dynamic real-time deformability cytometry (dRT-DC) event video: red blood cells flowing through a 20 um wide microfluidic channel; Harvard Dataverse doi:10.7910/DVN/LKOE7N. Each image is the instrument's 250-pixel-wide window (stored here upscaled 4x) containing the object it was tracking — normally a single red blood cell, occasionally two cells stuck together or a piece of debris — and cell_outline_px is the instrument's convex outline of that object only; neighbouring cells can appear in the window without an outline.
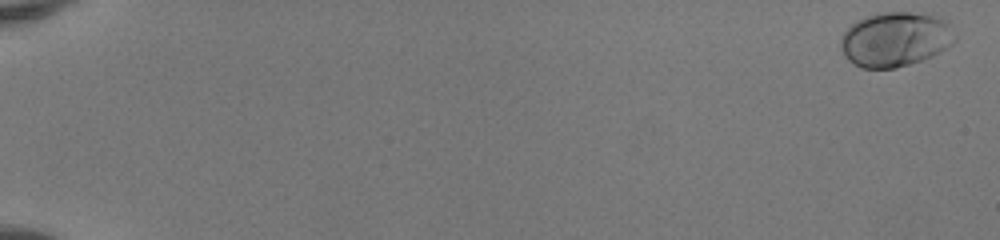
{"species": "human", "species_latin": "Homo sapiens", "temperature_condition": "room temperature", "stored_images_in_passage": 52, "camera_frame_rate_fps": 3000, "um_per_image_px": 0.085, "donor": {"sex": "female"}, "frame": {"image": 1, "passage_image": 1, "time_ms": 0.0, "image_size_px": [1000, 240], "cell_outline_px": [[956, 40], [952, 44], [940, 52], [932, 56], [896, 68], [860, 68], [848, 60], [844, 56], [840, 48], [840, 36], [856, 20], [880, 12], [908, 12], [932, 16], [944, 20], [948, 24], [956, 36]], "centroid_in_image_um": [76.06, 3.35], "position_along_channel_um": 8.9, "area_um2": 36.24}}
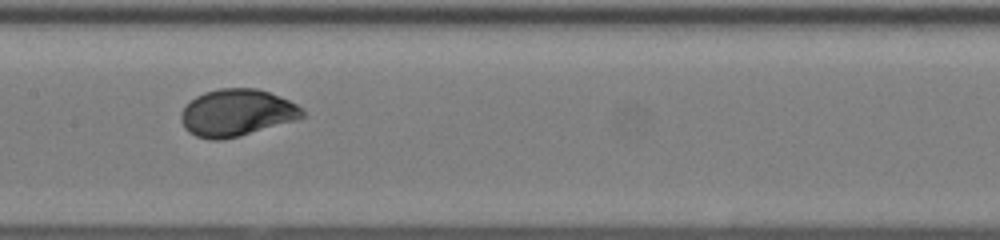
{"frame": {"image": 2, "passage_image": 29, "time_ms": 9.333, "image_size_px": [1000, 240], "cell_outline_px": [[304, 116], [296, 120], [240, 136], [220, 140], [212, 140], [196, 136], [188, 132], [184, 128], [180, 120], [180, 116], [184, 108], [196, 96], [204, 92], [220, 88], [256, 88], [280, 96], [296, 104], [304, 112]], "centroid_in_image_um": [20.1, 9.59], "position_along_channel_um": 187.3, "area_um2": 33.12}}
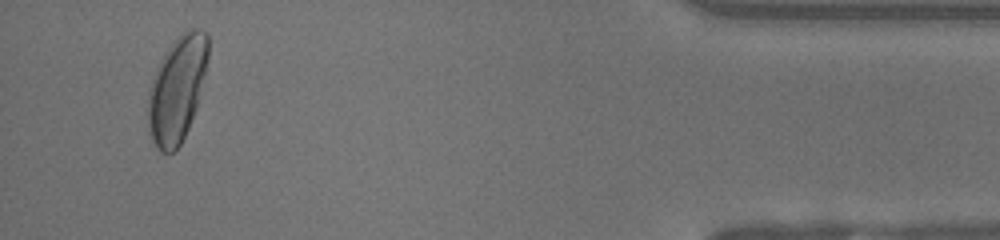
{"frame": {"image": 3, "passage_image": 50, "time_ms": 16.333, "image_size_px": [1000, 240], "cell_outline_px": [[208, 60], [196, 108], [188, 128], [180, 144], [172, 152], [160, 152], [156, 148], [148, 132], [148, 88], [152, 76], [160, 60], [168, 48], [184, 32], [192, 28], [196, 28], [208, 32]], "centroid_in_image_um": [15.03, 7.58], "position_along_channel_um": 420.2, "area_um2": 36.93}, "authors_computed_cell_mechanics": {"area_um2": 32.8304, "velocity_mm_per_s": 4.1209, "shape_relaxation_time_tau1_ms": 1.7751, "shape_relaxation_time_tau2_ms": null, "deformation_change_tau1": 0.1321, "deformation_change_tau2": null}}